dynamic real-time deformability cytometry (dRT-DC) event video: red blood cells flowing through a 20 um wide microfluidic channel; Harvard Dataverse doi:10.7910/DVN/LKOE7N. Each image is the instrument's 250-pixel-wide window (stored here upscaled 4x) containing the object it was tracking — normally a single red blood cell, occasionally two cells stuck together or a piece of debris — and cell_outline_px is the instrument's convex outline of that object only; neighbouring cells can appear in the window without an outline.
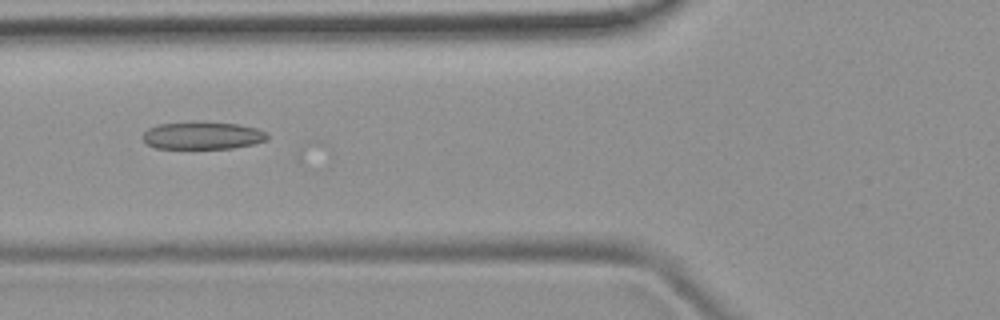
{"species": "common noctule bat (a hibernating species)", "species_latin": "Nyctalus noctula", "temperature_condition": "room temperature", "stored_images_in_passage": 20, "camera_frame_rate_fps": 3000, "um_per_image_px": 0.085, "animal": {"sex": "female", "body_mass_g": 19.9}, "frame": {"image": 1, "passage_image": 15, "time_ms": 4.667, "image_size_px": [1000, 320], "cell_outline_px": [[268, 140], [252, 144], [232, 148], [156, 148], [148, 144], [140, 136], [148, 128], [160, 124], [192, 120], [196, 120], [236, 124], [256, 128], [268, 132]], "centroid_in_image_um": [17.21, 11.49], "position_along_channel_um": 108.6, "area_um2": 20.35}}